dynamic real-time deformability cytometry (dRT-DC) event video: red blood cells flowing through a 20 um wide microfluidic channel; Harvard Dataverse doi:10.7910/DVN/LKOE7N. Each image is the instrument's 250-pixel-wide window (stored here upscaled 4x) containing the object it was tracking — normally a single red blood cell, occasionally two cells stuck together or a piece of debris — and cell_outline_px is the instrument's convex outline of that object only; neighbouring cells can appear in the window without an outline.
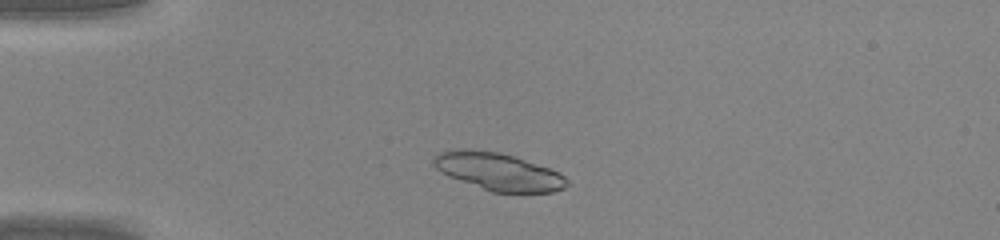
{"species": "common noctule bat (a hibernating species)", "species_latin": "Nyctalus noctula", "temperature_condition": "warm", "stored_images_in_passage": 39, "camera_frame_rate_fps": 3000, "um_per_image_px": 0.085, "animal": {"sex": "male", "body_mass_g": 20.0, "forearm_length_mm": 53.3}, "frame": {"image": 1, "passage_image": 6, "time_ms": 1.667, "image_size_px": [1000, 240], "cell_outline_px": [[568, 184], [564, 188], [552, 192], [492, 192], [448, 176], [440, 172], [432, 164], [432, 160], [440, 152], [460, 148], [468, 148], [500, 152], [560, 172], [568, 180]], "centroid_in_image_um": [42.33, 14.58], "position_along_channel_um": 42.7, "area_um2": 29.02}}